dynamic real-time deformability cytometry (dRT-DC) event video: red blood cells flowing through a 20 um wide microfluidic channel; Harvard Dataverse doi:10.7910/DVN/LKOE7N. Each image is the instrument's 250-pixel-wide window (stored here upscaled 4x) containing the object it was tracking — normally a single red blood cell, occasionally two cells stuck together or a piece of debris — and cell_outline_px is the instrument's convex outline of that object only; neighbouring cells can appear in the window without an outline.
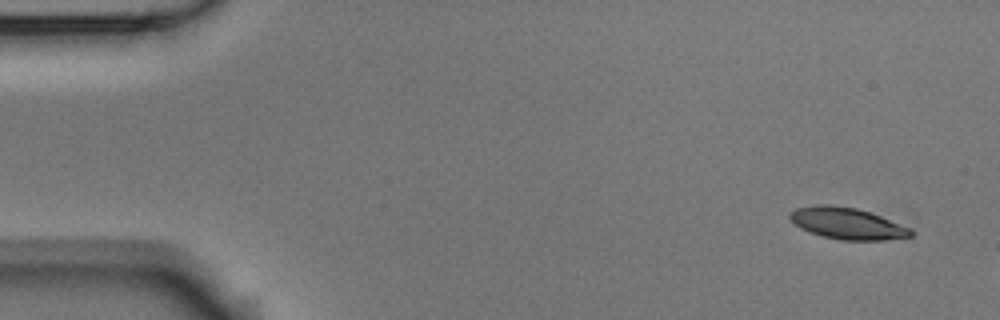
{"species": "Egyptian fruit bat (a non-hibernating species)", "species_latin": "Rousettus aegyptiacus", "temperature_condition": "room temperature", "stored_images_in_passage": 3, "camera_frame_rate_fps": 3000, "um_per_image_px": 0.085, "animal": {"sex": "male"}, "frame": {"image": 1, "passage_image": 1, "time_ms": 0.0, "image_size_px": [1000, 320], "cell_outline_px": [[912, 236], [884, 240], [840, 240], [824, 236], [800, 228], [788, 216], [788, 212], [796, 208], [816, 204], [832, 204], [856, 208], [880, 216], [912, 228]], "centroid_in_image_um": [72.0, 18.98], "position_along_channel_um": 13.0, "area_um2": 22.14}}